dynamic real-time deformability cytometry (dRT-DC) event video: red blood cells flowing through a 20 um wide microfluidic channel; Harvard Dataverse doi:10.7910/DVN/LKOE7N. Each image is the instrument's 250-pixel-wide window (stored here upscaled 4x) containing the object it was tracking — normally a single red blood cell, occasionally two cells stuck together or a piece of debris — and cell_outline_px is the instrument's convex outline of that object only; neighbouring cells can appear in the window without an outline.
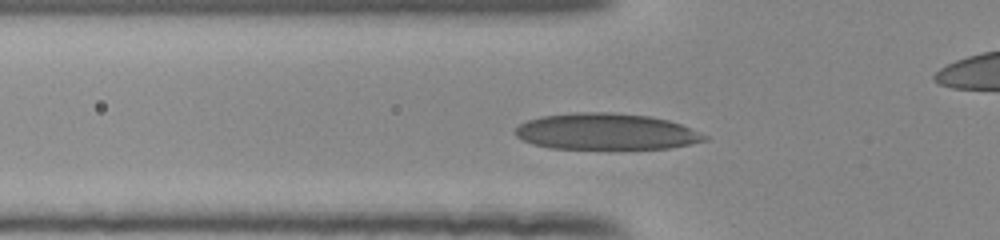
{"species": "human", "species_latin": "Homo sapiens", "temperature_condition": "room temperature", "stored_images_in_passage": 46, "camera_frame_rate_fps": 3000, "um_per_image_px": 0.085, "donor": {"sex": "female"}, "frame": {"image": 1, "passage_image": 11, "time_ms": 3.333, "image_size_px": [1000, 240], "cell_outline_px": [[708, 140], [668, 148], [548, 148], [532, 144], [516, 136], [512, 132], [520, 124], [528, 120], [540, 116], [572, 112], [612, 112], [648, 116], [668, 120], [680, 124], [708, 136]], "centroid_in_image_um": [51.47, 11.17], "position_along_channel_um": 74.3, "area_um2": 39.88}}
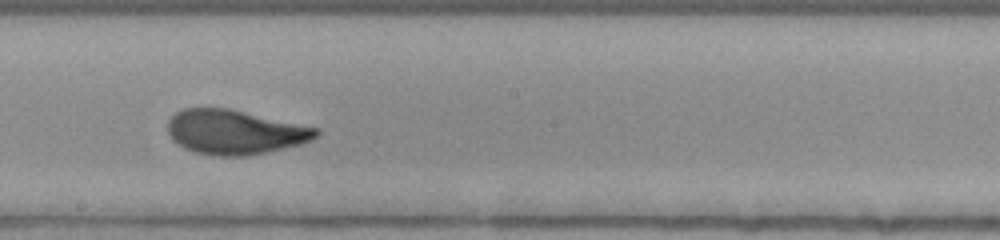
{"frame": {"image": 2, "passage_image": 23, "time_ms": 7.333, "image_size_px": [1000, 240], "cell_outline_px": [[320, 132], [312, 140], [300, 144], [248, 156], [216, 156], [196, 152], [184, 148], [172, 140], [168, 132], [168, 120], [176, 112], [184, 108], [228, 108], [320, 128]], "centroid_in_image_um": [19.96, 11.22], "position_along_channel_um": 228.2, "area_um2": 38.44}}
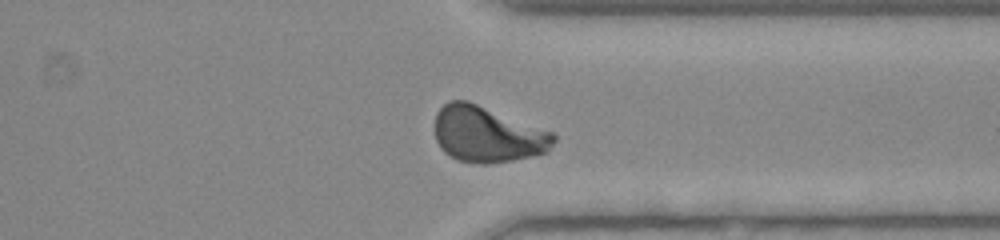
{"frame": {"image": 3, "passage_image": 34, "time_ms": 11.0, "image_size_px": [1000, 240], "cell_outline_px": [[556, 140], [548, 152], [512, 160], [488, 164], [480, 164], [456, 160], [444, 152], [440, 148], [436, 140], [436, 112], [448, 100], [468, 100], [552, 132], [556, 136]], "centroid_in_image_um": [41.42, 11.42], "position_along_channel_um": 370.0, "area_um2": 38.78}, "authors_computed_cell_mechanics": {"area_um2": 37.8012, "velocity_mm_per_s": 3.854, "shape_relaxation_time_tau1_ms": 4.2467, "shape_relaxation_time_tau2_ms": null, "deformation_change_tau1": 0.1864, "deformation_change_tau2": null}}